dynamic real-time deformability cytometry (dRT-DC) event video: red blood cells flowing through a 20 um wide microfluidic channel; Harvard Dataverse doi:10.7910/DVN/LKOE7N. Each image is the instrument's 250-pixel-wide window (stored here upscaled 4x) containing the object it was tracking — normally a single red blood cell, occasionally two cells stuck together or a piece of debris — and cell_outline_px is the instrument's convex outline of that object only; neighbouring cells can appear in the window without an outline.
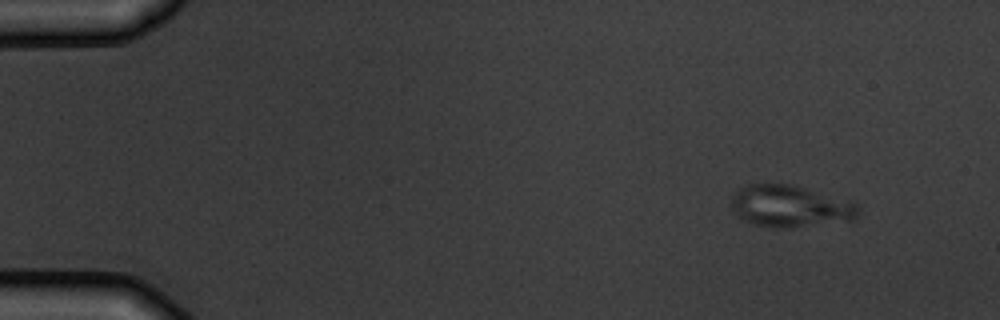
{"species": "common noctule bat (a hibernating species)", "species_latin": "Nyctalus noctula", "temperature_condition": "warm", "stored_images_in_passage": 5, "camera_frame_rate_fps": 3000, "um_per_image_px": 0.085, "animal": {"sex": "male", "body_mass_g": 19.5, "forearm_length_mm": 54.6}, "frame": {"image": 1, "passage_image": 1, "time_ms": 0.0, "image_size_px": [1000, 320], "cell_outline_px": [[860, 212], [852, 220], [788, 228], [772, 228], [752, 224], [744, 220], [732, 208], [732, 192], [744, 184], [752, 180], [780, 180], [856, 204], [860, 208]], "centroid_in_image_um": [67.03, 17.46], "position_along_channel_um": 18.0, "area_um2": 31.85}}